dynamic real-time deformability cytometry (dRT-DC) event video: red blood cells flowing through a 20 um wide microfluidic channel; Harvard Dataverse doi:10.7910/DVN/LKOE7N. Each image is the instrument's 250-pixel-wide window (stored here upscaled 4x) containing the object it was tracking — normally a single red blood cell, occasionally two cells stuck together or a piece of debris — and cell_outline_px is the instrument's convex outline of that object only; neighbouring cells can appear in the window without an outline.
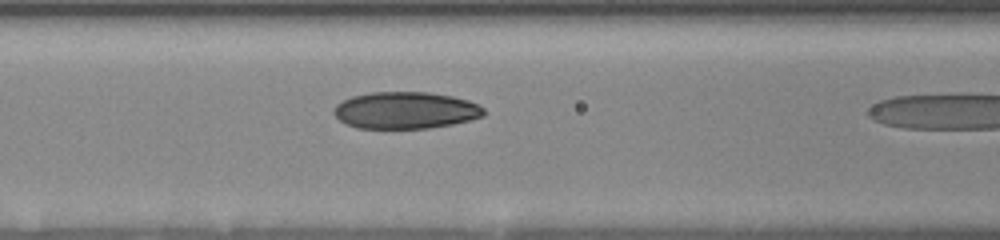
{"species": "human", "species_latin": "Homo sapiens", "temperature_condition": "room temperature", "stored_images_in_passage": 7, "camera_frame_rate_fps": 3000, "um_per_image_px": 0.085, "donor": {"sex": "female"}, "frame": {"image": 1, "passage_image": 6, "time_ms": 5.333, "image_size_px": [1000, 240], "cell_outline_px": [[484, 116], [452, 124], [428, 128], [356, 128], [344, 124], [332, 112], [332, 108], [336, 104], [352, 96], [372, 92], [428, 92], [452, 96], [468, 100], [484, 108]], "centroid_in_image_um": [34.43, 9.38], "position_along_channel_um": 132.2, "area_um2": 32.25}}